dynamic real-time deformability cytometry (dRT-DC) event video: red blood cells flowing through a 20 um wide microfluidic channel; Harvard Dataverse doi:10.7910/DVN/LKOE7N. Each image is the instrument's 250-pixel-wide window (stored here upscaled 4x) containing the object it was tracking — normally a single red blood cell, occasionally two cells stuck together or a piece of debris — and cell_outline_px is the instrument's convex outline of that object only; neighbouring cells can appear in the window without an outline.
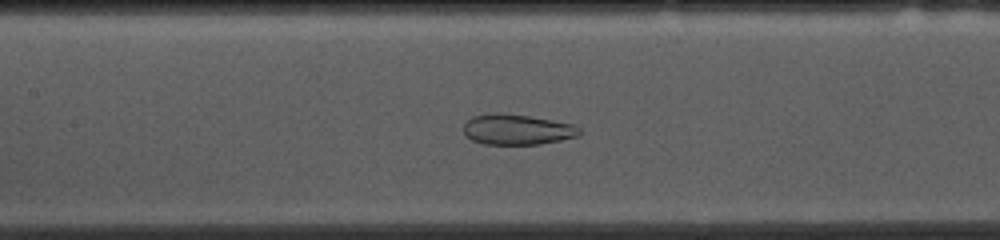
{"species": "common noctule bat (a hibernating species)", "species_latin": "Nyctalus noctula", "temperature_condition": "cold", "stored_images_in_passage": 53, "camera_frame_rate_fps": 3000, "um_per_image_px": 0.085, "animal": {"sex": "female", "body_mass_g": 10.0, "forearm_length_mm": 53.1}, "frame": {"image": 1, "passage_image": 23, "time_ms": 7.333, "image_size_px": [1000, 240], "cell_outline_px": [[580, 132], [576, 136], [560, 140], [540, 144], [484, 144], [472, 140], [464, 136], [464, 124], [472, 116], [496, 112], [500, 112], [528, 116], [576, 124], [580, 128]], "centroid_in_image_um": [43.93, 11.0], "position_along_channel_um": 163.5, "area_um2": 20.63}}
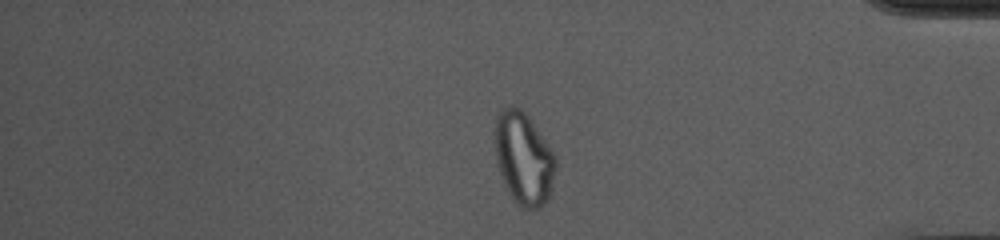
{"frame": {"image": 2, "passage_image": 44, "time_ms": 14.333, "image_size_px": [1000, 240], "cell_outline_px": [[556, 168], [552, 192], [548, 200], [540, 208], [524, 208], [512, 200], [500, 176], [496, 160], [492, 132], [496, 116], [500, 108], [512, 104], [520, 108], [532, 120], [556, 156]], "centroid_in_image_um": [44.48, 13.43], "position_along_channel_um": 390.7, "area_um2": 33.81}}
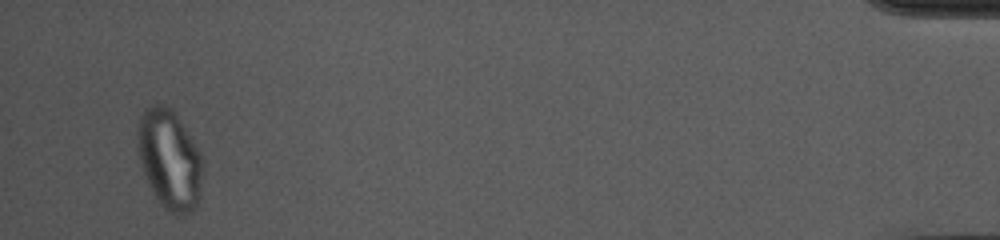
{"frame": {"image": 3, "passage_image": 51, "time_ms": 16.667, "image_size_px": [1000, 240], "cell_outline_px": [[200, 200], [196, 208], [184, 216], [180, 216], [168, 212], [164, 208], [148, 184], [140, 164], [136, 144], [140, 116], [144, 108], [152, 104], [164, 104], [180, 120], [196, 148], [200, 156]], "centroid_in_image_um": [14.36, 13.58], "position_along_channel_um": 420.8, "area_um2": 37.34}}